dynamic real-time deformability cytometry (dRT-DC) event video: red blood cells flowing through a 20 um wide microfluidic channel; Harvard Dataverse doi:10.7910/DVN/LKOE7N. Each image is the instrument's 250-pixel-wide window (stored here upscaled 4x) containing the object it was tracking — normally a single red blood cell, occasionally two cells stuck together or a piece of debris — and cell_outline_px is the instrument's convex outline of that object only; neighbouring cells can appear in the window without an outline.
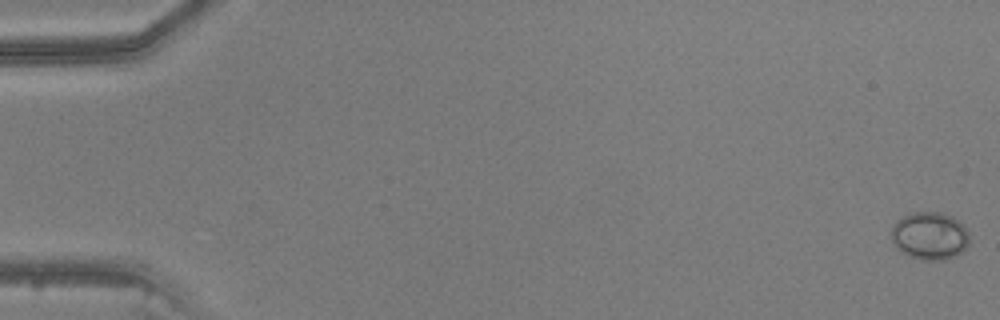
{"species": "common noctule bat (a hibernating species)", "species_latin": "Nyctalus noctula", "temperature_condition": "warm", "stored_images_in_passage": 48, "camera_frame_rate_fps": 3000, "um_per_image_px": 0.085, "animal": {"sex": "male", "body_mass_g": 20.5, "forearm_length_mm": 52.5}, "frame": {"image": 1, "passage_image": 1, "time_ms": 0.0, "image_size_px": [1000, 320], "cell_outline_px": [[968, 244], [956, 256], [944, 260], [920, 260], [900, 252], [896, 248], [888, 232], [892, 224], [896, 220], [912, 212], [940, 212], [952, 216], [968, 232]], "centroid_in_image_um": [78.95, 20.05], "position_along_channel_um": 6.0, "area_um2": 21.91}}
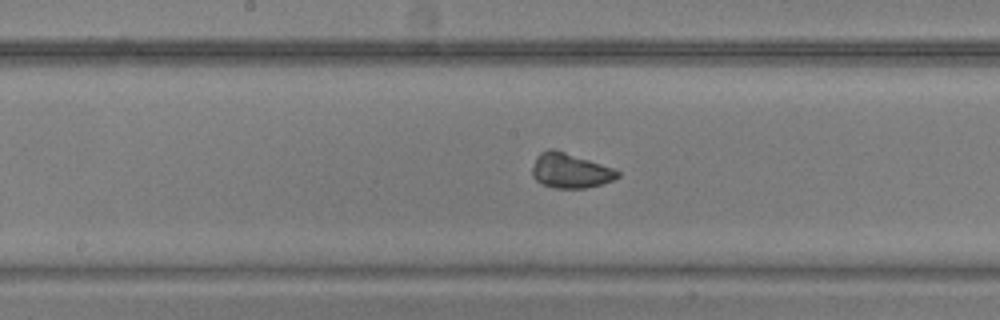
{"frame": {"image": 2, "passage_image": 26, "time_ms": 8.333, "image_size_px": [1000, 320], "cell_outline_px": [[620, 176], [612, 180], [600, 184], [584, 188], [556, 188], [540, 184], [532, 176], [532, 168], [536, 156], [540, 152], [548, 148], [552, 148], [612, 168], [620, 172]], "centroid_in_image_um": [48.41, 14.51], "position_along_channel_um": 199.8, "area_um2": 17.11}}
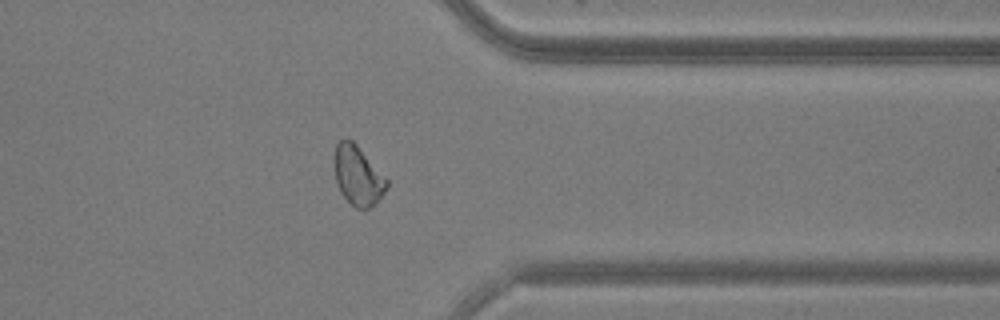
{"frame": {"image": 3, "passage_image": 39, "time_ms": 12.667, "image_size_px": [1000, 320], "cell_outline_px": [[388, 184], [384, 192], [368, 208], [356, 208], [340, 192], [336, 184], [332, 160], [332, 156], [336, 144], [340, 140], [352, 140], [356, 144], [388, 180]], "centroid_in_image_um": [30.35, 14.88], "position_along_channel_um": 381.0, "area_um2": 17.98}}